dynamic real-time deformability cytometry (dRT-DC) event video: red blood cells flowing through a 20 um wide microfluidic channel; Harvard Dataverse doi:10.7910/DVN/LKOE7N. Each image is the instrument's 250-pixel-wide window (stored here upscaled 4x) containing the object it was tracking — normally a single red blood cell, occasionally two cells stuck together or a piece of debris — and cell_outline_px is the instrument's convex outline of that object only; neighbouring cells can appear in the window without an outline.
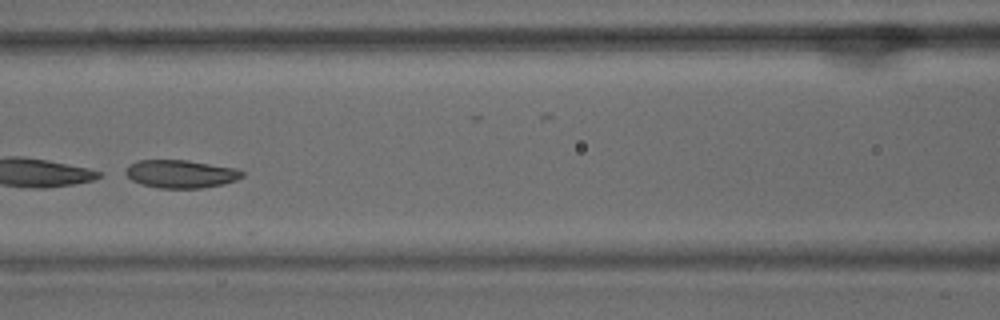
{"species": "common noctule bat (a hibernating species)", "species_latin": "Nyctalus noctula", "temperature_condition": "warm", "stored_images_in_passage": 50, "camera_frame_rate_fps": 3000, "um_per_image_px": 0.085, "animal": {"sex": "male", "body_mass_g": 15.6}, "frame": {"image": 1, "passage_image": 22, "time_ms": 7.0, "image_size_px": [1000, 320], "cell_outline_px": [[244, 176], [236, 180], [224, 184], [204, 188], [160, 188], [140, 184], [132, 180], [120, 172], [128, 164], [136, 160], [188, 160], [236, 168], [244, 172]], "centroid_in_image_um": [15.31, 14.78], "position_along_channel_um": 151.3, "area_um2": 19.48}}